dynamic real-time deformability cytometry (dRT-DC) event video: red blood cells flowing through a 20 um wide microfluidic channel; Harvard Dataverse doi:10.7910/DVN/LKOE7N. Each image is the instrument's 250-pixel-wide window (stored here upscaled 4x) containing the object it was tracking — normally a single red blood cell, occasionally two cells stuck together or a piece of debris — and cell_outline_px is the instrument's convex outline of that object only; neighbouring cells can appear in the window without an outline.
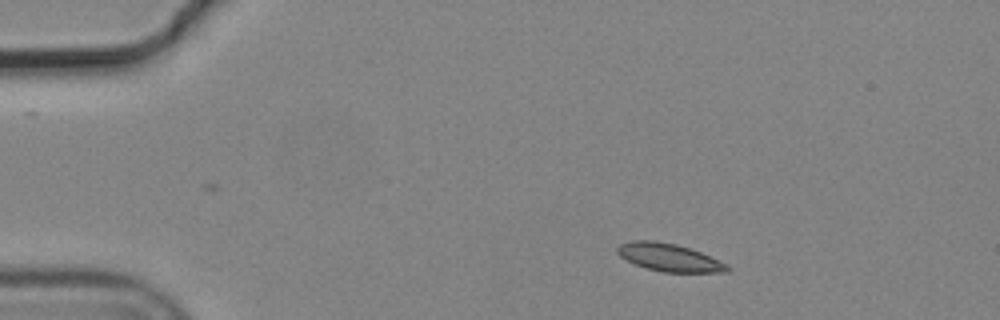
{"species": "common noctule bat (a hibernating species)", "species_latin": "Nyctalus noctula", "temperature_condition": "cold", "stored_images_in_passage": 3, "camera_frame_rate_fps": 3000, "um_per_image_px": 0.085, "animal": {"sex": "male", "body_mass_g": 19.2, "forearm_length_mm": 51.8}, "frame": {"image": 1, "passage_image": 2, "time_ms": 0.333, "image_size_px": [1000, 320], "cell_outline_px": [[732, 268], [728, 272], [664, 272], [648, 268], [636, 264], [620, 256], [616, 252], [616, 248], [620, 244], [632, 240], [652, 240], [676, 244], [700, 252], [728, 264]], "centroid_in_image_um": [56.89, 21.88], "position_along_channel_um": 28.1, "area_um2": 17.63}}